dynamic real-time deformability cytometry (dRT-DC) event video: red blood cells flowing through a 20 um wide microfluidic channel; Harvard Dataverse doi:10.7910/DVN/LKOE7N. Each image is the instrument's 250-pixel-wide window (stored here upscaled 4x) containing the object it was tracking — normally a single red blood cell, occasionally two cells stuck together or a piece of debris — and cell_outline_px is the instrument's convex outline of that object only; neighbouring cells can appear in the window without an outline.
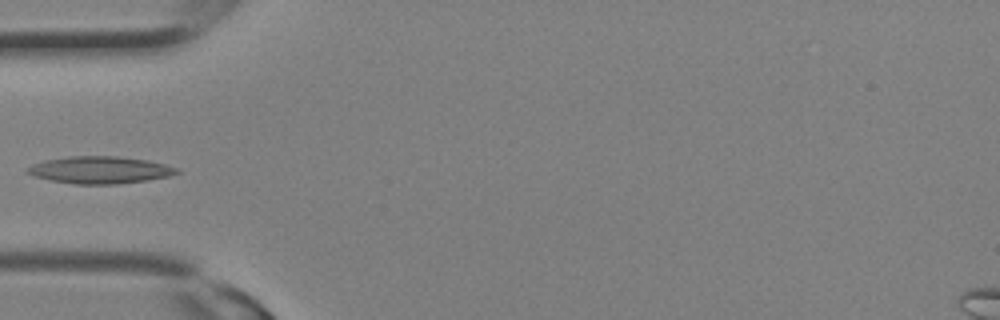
{"species": "Egyptian fruit bat (a non-hibernating species)", "species_latin": "Rousettus aegyptiacus", "temperature_condition": "room temperature", "stored_images_in_passage": 10, "camera_frame_rate_fps": 3000, "um_per_image_px": 0.085, "animal": {"sex": "female"}, "frame": {"image": 1, "passage_image": 9, "time_ms": 2.667, "image_size_px": [1000, 320], "cell_outline_px": [[180, 172], [168, 176], [148, 180], [116, 184], [72, 184], [48, 180], [32, 176], [28, 172], [28, 168], [32, 164], [44, 160], [68, 156], [116, 156], [148, 160], [164, 164], [176, 168]], "centroid_in_image_um": [8.46, 14.45], "position_along_channel_um": 76.5, "area_um2": 23.64}}